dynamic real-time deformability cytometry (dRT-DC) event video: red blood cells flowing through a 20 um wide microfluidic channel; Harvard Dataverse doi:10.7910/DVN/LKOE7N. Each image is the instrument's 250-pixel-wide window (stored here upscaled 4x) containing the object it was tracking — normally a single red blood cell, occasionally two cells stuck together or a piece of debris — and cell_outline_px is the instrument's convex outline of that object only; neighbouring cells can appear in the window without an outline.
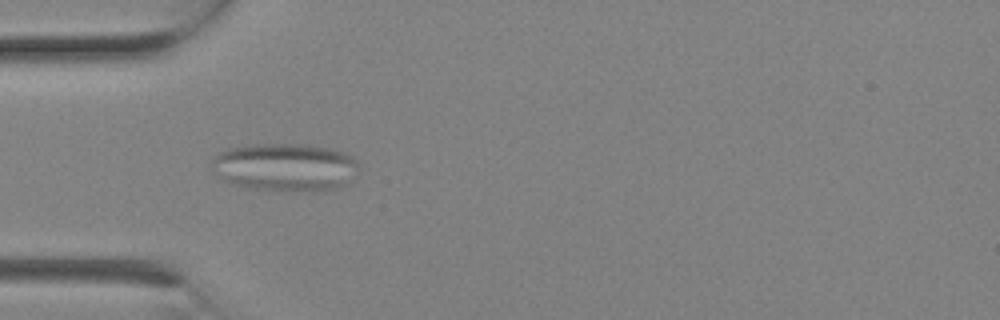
{"species": "Egyptian fruit bat (a non-hibernating species)", "species_latin": "Rousettus aegyptiacus", "temperature_condition": "room temperature", "stored_images_in_passage": 2, "camera_frame_rate_fps": 3000, "um_per_image_px": 0.085, "animal": {"sex": "female"}, "frame": {"image": 1, "passage_image": 2, "time_ms": 0.333, "image_size_px": [1000, 320], "cell_outline_px": [[356, 168], [348, 184], [340, 188], [324, 192], [312, 192], [252, 188], [232, 184], [216, 176], [212, 172], [208, 160], [220, 152], [228, 148], [252, 144], [300, 144], [332, 148], [344, 152], [352, 156], [356, 160]], "centroid_in_image_um": [24.19, 14.21], "position_along_channel_um": 60.8, "area_um2": 41.73}}